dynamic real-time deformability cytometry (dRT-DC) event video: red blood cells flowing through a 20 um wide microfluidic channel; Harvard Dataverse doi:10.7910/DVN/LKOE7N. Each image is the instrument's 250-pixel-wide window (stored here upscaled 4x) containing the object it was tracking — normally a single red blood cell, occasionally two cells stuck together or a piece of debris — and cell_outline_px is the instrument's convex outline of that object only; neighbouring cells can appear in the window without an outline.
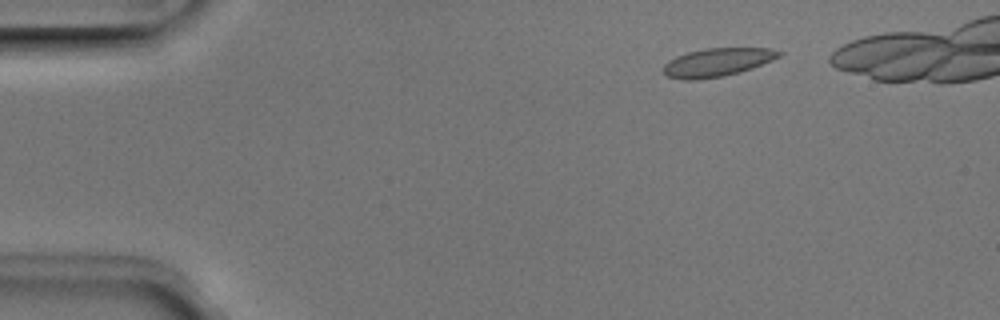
{"species": "Egyptian fruit bat (a non-hibernating species)", "species_latin": "Rousettus aegyptiacus", "temperature_condition": "room temperature", "stored_images_in_passage": 4, "camera_frame_rate_fps": 3000, "um_per_image_px": 0.085, "animal": {"sex": "male"}, "frame": {"image": 1, "passage_image": 1, "time_ms": 0.0, "image_size_px": [1000, 320], "cell_outline_px": [[784, 52], [780, 56], [772, 60], [752, 68], [740, 72], [724, 76], [700, 80], [684, 80], [668, 76], [664, 72], [664, 64], [668, 60], [676, 56], [688, 52], [704, 48], [768, 48]], "centroid_in_image_um": [60.96, 5.3], "position_along_channel_um": 24.0, "area_um2": 19.13}}